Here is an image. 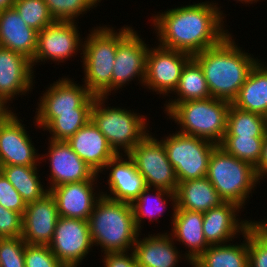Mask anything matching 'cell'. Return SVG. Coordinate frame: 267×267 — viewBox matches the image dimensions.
Instances as JSON below:
<instances>
[{
    "label": "cell",
    "instance_id": "6da1fadb",
    "mask_svg": "<svg viewBox=\"0 0 267 267\" xmlns=\"http://www.w3.org/2000/svg\"><path fill=\"white\" fill-rule=\"evenodd\" d=\"M220 10L204 1L159 12L152 18L157 44L191 56L217 45L229 34Z\"/></svg>",
    "mask_w": 267,
    "mask_h": 267
},
{
    "label": "cell",
    "instance_id": "7a4b0ae2",
    "mask_svg": "<svg viewBox=\"0 0 267 267\" xmlns=\"http://www.w3.org/2000/svg\"><path fill=\"white\" fill-rule=\"evenodd\" d=\"M231 35L229 33L217 45L192 56L203 70L211 97L230 103L236 99L250 71L259 61L253 54L238 47Z\"/></svg>",
    "mask_w": 267,
    "mask_h": 267
},
{
    "label": "cell",
    "instance_id": "3957f363",
    "mask_svg": "<svg viewBox=\"0 0 267 267\" xmlns=\"http://www.w3.org/2000/svg\"><path fill=\"white\" fill-rule=\"evenodd\" d=\"M92 244L106 252L132 250L138 235L132 205L105 196L97 200L88 218Z\"/></svg>",
    "mask_w": 267,
    "mask_h": 267
},
{
    "label": "cell",
    "instance_id": "277c9868",
    "mask_svg": "<svg viewBox=\"0 0 267 267\" xmlns=\"http://www.w3.org/2000/svg\"><path fill=\"white\" fill-rule=\"evenodd\" d=\"M113 29L106 25L93 28L80 54H83L84 85L96 97H107L111 93L117 45L133 30L130 26H123L119 32Z\"/></svg>",
    "mask_w": 267,
    "mask_h": 267
},
{
    "label": "cell",
    "instance_id": "5b68a950",
    "mask_svg": "<svg viewBox=\"0 0 267 267\" xmlns=\"http://www.w3.org/2000/svg\"><path fill=\"white\" fill-rule=\"evenodd\" d=\"M231 103L213 97L177 103L168 113L181 134L199 137L220 145L227 130Z\"/></svg>",
    "mask_w": 267,
    "mask_h": 267
},
{
    "label": "cell",
    "instance_id": "8992f818",
    "mask_svg": "<svg viewBox=\"0 0 267 267\" xmlns=\"http://www.w3.org/2000/svg\"><path fill=\"white\" fill-rule=\"evenodd\" d=\"M206 177L225 202L241 208L260 183L252 164L228 154L219 145L212 151Z\"/></svg>",
    "mask_w": 267,
    "mask_h": 267
},
{
    "label": "cell",
    "instance_id": "52a82bcc",
    "mask_svg": "<svg viewBox=\"0 0 267 267\" xmlns=\"http://www.w3.org/2000/svg\"><path fill=\"white\" fill-rule=\"evenodd\" d=\"M107 97H96L91 109V121L106 137L116 154L122 149L128 154L147 134L145 116L134 111L116 107H105Z\"/></svg>",
    "mask_w": 267,
    "mask_h": 267
},
{
    "label": "cell",
    "instance_id": "ba28073f",
    "mask_svg": "<svg viewBox=\"0 0 267 267\" xmlns=\"http://www.w3.org/2000/svg\"><path fill=\"white\" fill-rule=\"evenodd\" d=\"M167 157L175 168L178 182L206 177L216 144L195 136L175 132L161 139Z\"/></svg>",
    "mask_w": 267,
    "mask_h": 267
},
{
    "label": "cell",
    "instance_id": "9c48e42d",
    "mask_svg": "<svg viewBox=\"0 0 267 267\" xmlns=\"http://www.w3.org/2000/svg\"><path fill=\"white\" fill-rule=\"evenodd\" d=\"M149 134L128 155L144 177L146 187L175 193L179 183L175 168L168 160L163 142Z\"/></svg>",
    "mask_w": 267,
    "mask_h": 267
},
{
    "label": "cell",
    "instance_id": "30bf717a",
    "mask_svg": "<svg viewBox=\"0 0 267 267\" xmlns=\"http://www.w3.org/2000/svg\"><path fill=\"white\" fill-rule=\"evenodd\" d=\"M48 246L65 267H77L94 246L88 220L59 217Z\"/></svg>",
    "mask_w": 267,
    "mask_h": 267
},
{
    "label": "cell",
    "instance_id": "8fae6325",
    "mask_svg": "<svg viewBox=\"0 0 267 267\" xmlns=\"http://www.w3.org/2000/svg\"><path fill=\"white\" fill-rule=\"evenodd\" d=\"M191 57L188 53L160 45L149 48L143 85L157 94L168 96L176 90L182 69Z\"/></svg>",
    "mask_w": 267,
    "mask_h": 267
},
{
    "label": "cell",
    "instance_id": "7c38bea8",
    "mask_svg": "<svg viewBox=\"0 0 267 267\" xmlns=\"http://www.w3.org/2000/svg\"><path fill=\"white\" fill-rule=\"evenodd\" d=\"M75 23L55 21L38 32L37 49L31 61L32 66L47 60L63 63L69 57L72 58L78 50H83V39Z\"/></svg>",
    "mask_w": 267,
    "mask_h": 267
},
{
    "label": "cell",
    "instance_id": "4fadbf2b",
    "mask_svg": "<svg viewBox=\"0 0 267 267\" xmlns=\"http://www.w3.org/2000/svg\"><path fill=\"white\" fill-rule=\"evenodd\" d=\"M49 150L47 155H42L40 161L49 158L50 162V187L49 191L56 186L67 183L98 180L97 174L87 163H85L71 148L67 141H54L49 139ZM46 156V157H44Z\"/></svg>",
    "mask_w": 267,
    "mask_h": 267
},
{
    "label": "cell",
    "instance_id": "5bb4252c",
    "mask_svg": "<svg viewBox=\"0 0 267 267\" xmlns=\"http://www.w3.org/2000/svg\"><path fill=\"white\" fill-rule=\"evenodd\" d=\"M134 29L117 45L112 73V91L122 89L136 77L142 85L145 81L149 46Z\"/></svg>",
    "mask_w": 267,
    "mask_h": 267
},
{
    "label": "cell",
    "instance_id": "9a60e30c",
    "mask_svg": "<svg viewBox=\"0 0 267 267\" xmlns=\"http://www.w3.org/2000/svg\"><path fill=\"white\" fill-rule=\"evenodd\" d=\"M16 113L0 122V167L9 165L38 166L40 155L32 145L24 124Z\"/></svg>",
    "mask_w": 267,
    "mask_h": 267
},
{
    "label": "cell",
    "instance_id": "2e32d148",
    "mask_svg": "<svg viewBox=\"0 0 267 267\" xmlns=\"http://www.w3.org/2000/svg\"><path fill=\"white\" fill-rule=\"evenodd\" d=\"M59 217L56 200L50 191L37 201L27 203L22 215V239L26 244L48 246Z\"/></svg>",
    "mask_w": 267,
    "mask_h": 267
},
{
    "label": "cell",
    "instance_id": "e0dca14e",
    "mask_svg": "<svg viewBox=\"0 0 267 267\" xmlns=\"http://www.w3.org/2000/svg\"><path fill=\"white\" fill-rule=\"evenodd\" d=\"M116 154L104 166V169L110 170L108 178L107 192H101L103 196L115 201L125 202L132 204L139 196V194L146 188L144 177L136 169V165L128 154ZM113 195V196H112Z\"/></svg>",
    "mask_w": 267,
    "mask_h": 267
},
{
    "label": "cell",
    "instance_id": "ac0fdd59",
    "mask_svg": "<svg viewBox=\"0 0 267 267\" xmlns=\"http://www.w3.org/2000/svg\"><path fill=\"white\" fill-rule=\"evenodd\" d=\"M69 78H61L47 87L40 96L35 113L75 112V108H92L96 96L92 95L85 85H78Z\"/></svg>",
    "mask_w": 267,
    "mask_h": 267
},
{
    "label": "cell",
    "instance_id": "d6986e66",
    "mask_svg": "<svg viewBox=\"0 0 267 267\" xmlns=\"http://www.w3.org/2000/svg\"><path fill=\"white\" fill-rule=\"evenodd\" d=\"M97 182L85 180L53 187L50 193L56 200L59 216L88 220L97 200L102 196L100 191L97 194L94 190L98 187L95 186Z\"/></svg>",
    "mask_w": 267,
    "mask_h": 267
},
{
    "label": "cell",
    "instance_id": "ffe728a7",
    "mask_svg": "<svg viewBox=\"0 0 267 267\" xmlns=\"http://www.w3.org/2000/svg\"><path fill=\"white\" fill-rule=\"evenodd\" d=\"M33 70L31 60L23 54L0 46V96L10 102L15 96L31 91Z\"/></svg>",
    "mask_w": 267,
    "mask_h": 267
},
{
    "label": "cell",
    "instance_id": "44dd1931",
    "mask_svg": "<svg viewBox=\"0 0 267 267\" xmlns=\"http://www.w3.org/2000/svg\"><path fill=\"white\" fill-rule=\"evenodd\" d=\"M240 209L235 203L224 202L203 213V233L209 245L230 243L236 235L245 233L250 221L236 218Z\"/></svg>",
    "mask_w": 267,
    "mask_h": 267
},
{
    "label": "cell",
    "instance_id": "7402d4cb",
    "mask_svg": "<svg viewBox=\"0 0 267 267\" xmlns=\"http://www.w3.org/2000/svg\"><path fill=\"white\" fill-rule=\"evenodd\" d=\"M66 141L97 174L116 155L106 137L91 120Z\"/></svg>",
    "mask_w": 267,
    "mask_h": 267
},
{
    "label": "cell",
    "instance_id": "603a6c76",
    "mask_svg": "<svg viewBox=\"0 0 267 267\" xmlns=\"http://www.w3.org/2000/svg\"><path fill=\"white\" fill-rule=\"evenodd\" d=\"M172 216V231L169 235L188 247V253L183 256L186 258L184 261L196 260L210 246L203 233V213L175 209Z\"/></svg>",
    "mask_w": 267,
    "mask_h": 267
},
{
    "label": "cell",
    "instance_id": "cb8c5ba5",
    "mask_svg": "<svg viewBox=\"0 0 267 267\" xmlns=\"http://www.w3.org/2000/svg\"><path fill=\"white\" fill-rule=\"evenodd\" d=\"M38 32L30 28L11 7L0 11V46L33 60Z\"/></svg>",
    "mask_w": 267,
    "mask_h": 267
},
{
    "label": "cell",
    "instance_id": "d4e9b609",
    "mask_svg": "<svg viewBox=\"0 0 267 267\" xmlns=\"http://www.w3.org/2000/svg\"><path fill=\"white\" fill-rule=\"evenodd\" d=\"M141 239L138 235L132 249L139 267H175L178 264L182 255L167 232Z\"/></svg>",
    "mask_w": 267,
    "mask_h": 267
},
{
    "label": "cell",
    "instance_id": "484cf974",
    "mask_svg": "<svg viewBox=\"0 0 267 267\" xmlns=\"http://www.w3.org/2000/svg\"><path fill=\"white\" fill-rule=\"evenodd\" d=\"M175 195L176 209L202 213L225 202L207 177L179 182Z\"/></svg>",
    "mask_w": 267,
    "mask_h": 267
},
{
    "label": "cell",
    "instance_id": "4316f807",
    "mask_svg": "<svg viewBox=\"0 0 267 267\" xmlns=\"http://www.w3.org/2000/svg\"><path fill=\"white\" fill-rule=\"evenodd\" d=\"M232 104L267 118V66L264 62L260 60L252 68Z\"/></svg>",
    "mask_w": 267,
    "mask_h": 267
},
{
    "label": "cell",
    "instance_id": "83f0119b",
    "mask_svg": "<svg viewBox=\"0 0 267 267\" xmlns=\"http://www.w3.org/2000/svg\"><path fill=\"white\" fill-rule=\"evenodd\" d=\"M92 108H75V112L37 113L34 120L37 128L48 130L49 139L66 141L91 120Z\"/></svg>",
    "mask_w": 267,
    "mask_h": 267
},
{
    "label": "cell",
    "instance_id": "f1b7e54d",
    "mask_svg": "<svg viewBox=\"0 0 267 267\" xmlns=\"http://www.w3.org/2000/svg\"><path fill=\"white\" fill-rule=\"evenodd\" d=\"M174 92L175 95L177 94V99H171L164 105L166 113L179 102L211 97L203 70L193 57L184 65L179 84Z\"/></svg>",
    "mask_w": 267,
    "mask_h": 267
},
{
    "label": "cell",
    "instance_id": "f546056e",
    "mask_svg": "<svg viewBox=\"0 0 267 267\" xmlns=\"http://www.w3.org/2000/svg\"><path fill=\"white\" fill-rule=\"evenodd\" d=\"M242 235L243 243L210 245L196 260L203 267H249L247 230Z\"/></svg>",
    "mask_w": 267,
    "mask_h": 267
},
{
    "label": "cell",
    "instance_id": "4dcf8cb0",
    "mask_svg": "<svg viewBox=\"0 0 267 267\" xmlns=\"http://www.w3.org/2000/svg\"><path fill=\"white\" fill-rule=\"evenodd\" d=\"M37 171V166L9 165L0 167V172L18 191L26 204L37 201L49 192L40 182Z\"/></svg>",
    "mask_w": 267,
    "mask_h": 267
},
{
    "label": "cell",
    "instance_id": "1f68e13d",
    "mask_svg": "<svg viewBox=\"0 0 267 267\" xmlns=\"http://www.w3.org/2000/svg\"><path fill=\"white\" fill-rule=\"evenodd\" d=\"M152 192H156L151 193ZM152 196V197H151ZM155 200V201H152ZM167 199V200H166ZM172 201L171 206H173V210L176 209V195L174 192H169L162 189H151V187H146L138 196V198L131 204L134 214V221L137 230L141 233L140 229L142 220L146 217L150 219L151 222L158 221V217H160L165 208L167 207L168 202ZM152 203V204H151ZM166 204V205H165ZM153 207H152V206ZM162 213V214H161ZM158 215V217L156 216ZM155 216V217H154ZM155 218V219H154ZM153 220V221H152Z\"/></svg>",
    "mask_w": 267,
    "mask_h": 267
},
{
    "label": "cell",
    "instance_id": "d6a6232c",
    "mask_svg": "<svg viewBox=\"0 0 267 267\" xmlns=\"http://www.w3.org/2000/svg\"><path fill=\"white\" fill-rule=\"evenodd\" d=\"M267 118L235 107L232 103L227 115L225 136L265 137Z\"/></svg>",
    "mask_w": 267,
    "mask_h": 267
},
{
    "label": "cell",
    "instance_id": "836d02e7",
    "mask_svg": "<svg viewBox=\"0 0 267 267\" xmlns=\"http://www.w3.org/2000/svg\"><path fill=\"white\" fill-rule=\"evenodd\" d=\"M265 137L224 136L221 144L228 154L249 162L254 167L260 161Z\"/></svg>",
    "mask_w": 267,
    "mask_h": 267
},
{
    "label": "cell",
    "instance_id": "e575fe53",
    "mask_svg": "<svg viewBox=\"0 0 267 267\" xmlns=\"http://www.w3.org/2000/svg\"><path fill=\"white\" fill-rule=\"evenodd\" d=\"M12 7L37 32L55 22L44 0H15Z\"/></svg>",
    "mask_w": 267,
    "mask_h": 267
},
{
    "label": "cell",
    "instance_id": "d590c367",
    "mask_svg": "<svg viewBox=\"0 0 267 267\" xmlns=\"http://www.w3.org/2000/svg\"><path fill=\"white\" fill-rule=\"evenodd\" d=\"M55 21L75 22L78 16L97 7L101 0H44ZM94 6V7H93ZM84 12V13H83Z\"/></svg>",
    "mask_w": 267,
    "mask_h": 267
},
{
    "label": "cell",
    "instance_id": "8d00e7d4",
    "mask_svg": "<svg viewBox=\"0 0 267 267\" xmlns=\"http://www.w3.org/2000/svg\"><path fill=\"white\" fill-rule=\"evenodd\" d=\"M26 242L22 236L0 238V262L2 267H25L24 249Z\"/></svg>",
    "mask_w": 267,
    "mask_h": 267
},
{
    "label": "cell",
    "instance_id": "74e56055",
    "mask_svg": "<svg viewBox=\"0 0 267 267\" xmlns=\"http://www.w3.org/2000/svg\"><path fill=\"white\" fill-rule=\"evenodd\" d=\"M25 267H65L47 245L26 244Z\"/></svg>",
    "mask_w": 267,
    "mask_h": 267
},
{
    "label": "cell",
    "instance_id": "f35d334b",
    "mask_svg": "<svg viewBox=\"0 0 267 267\" xmlns=\"http://www.w3.org/2000/svg\"><path fill=\"white\" fill-rule=\"evenodd\" d=\"M247 242L249 267H267V241L249 227Z\"/></svg>",
    "mask_w": 267,
    "mask_h": 267
},
{
    "label": "cell",
    "instance_id": "ab89813d",
    "mask_svg": "<svg viewBox=\"0 0 267 267\" xmlns=\"http://www.w3.org/2000/svg\"><path fill=\"white\" fill-rule=\"evenodd\" d=\"M0 205L6 209L18 212L23 215L26 209V202L18 191L0 172Z\"/></svg>",
    "mask_w": 267,
    "mask_h": 267
},
{
    "label": "cell",
    "instance_id": "60d3db41",
    "mask_svg": "<svg viewBox=\"0 0 267 267\" xmlns=\"http://www.w3.org/2000/svg\"><path fill=\"white\" fill-rule=\"evenodd\" d=\"M22 236V214L0 205V238Z\"/></svg>",
    "mask_w": 267,
    "mask_h": 267
},
{
    "label": "cell",
    "instance_id": "b9f144b4",
    "mask_svg": "<svg viewBox=\"0 0 267 267\" xmlns=\"http://www.w3.org/2000/svg\"><path fill=\"white\" fill-rule=\"evenodd\" d=\"M128 252H106L102 259L104 267H139L137 265L133 251Z\"/></svg>",
    "mask_w": 267,
    "mask_h": 267
},
{
    "label": "cell",
    "instance_id": "7bdbcfd3",
    "mask_svg": "<svg viewBox=\"0 0 267 267\" xmlns=\"http://www.w3.org/2000/svg\"><path fill=\"white\" fill-rule=\"evenodd\" d=\"M255 172L259 181L260 179L262 180L263 177H267V133L265 134V139L262 145V155L260 161L255 166Z\"/></svg>",
    "mask_w": 267,
    "mask_h": 267
},
{
    "label": "cell",
    "instance_id": "ee69618b",
    "mask_svg": "<svg viewBox=\"0 0 267 267\" xmlns=\"http://www.w3.org/2000/svg\"><path fill=\"white\" fill-rule=\"evenodd\" d=\"M249 227L261 238L267 241V219L261 221L249 220Z\"/></svg>",
    "mask_w": 267,
    "mask_h": 267
},
{
    "label": "cell",
    "instance_id": "f6af8a7d",
    "mask_svg": "<svg viewBox=\"0 0 267 267\" xmlns=\"http://www.w3.org/2000/svg\"><path fill=\"white\" fill-rule=\"evenodd\" d=\"M7 103L9 102L0 96V122L7 120L14 113V111L10 110L9 105L6 106Z\"/></svg>",
    "mask_w": 267,
    "mask_h": 267
},
{
    "label": "cell",
    "instance_id": "bcb514c9",
    "mask_svg": "<svg viewBox=\"0 0 267 267\" xmlns=\"http://www.w3.org/2000/svg\"><path fill=\"white\" fill-rule=\"evenodd\" d=\"M15 0H0V11L11 8Z\"/></svg>",
    "mask_w": 267,
    "mask_h": 267
},
{
    "label": "cell",
    "instance_id": "7dc6e473",
    "mask_svg": "<svg viewBox=\"0 0 267 267\" xmlns=\"http://www.w3.org/2000/svg\"><path fill=\"white\" fill-rule=\"evenodd\" d=\"M189 264H190L192 267H203L197 260L190 261Z\"/></svg>",
    "mask_w": 267,
    "mask_h": 267
},
{
    "label": "cell",
    "instance_id": "c3c4849f",
    "mask_svg": "<svg viewBox=\"0 0 267 267\" xmlns=\"http://www.w3.org/2000/svg\"><path fill=\"white\" fill-rule=\"evenodd\" d=\"M237 1H238V2H239V1L242 2V4H243L244 2L247 3V4H248V3H249V4H250V3L252 4V3H255V2L259 1V0H237Z\"/></svg>",
    "mask_w": 267,
    "mask_h": 267
}]
</instances>
